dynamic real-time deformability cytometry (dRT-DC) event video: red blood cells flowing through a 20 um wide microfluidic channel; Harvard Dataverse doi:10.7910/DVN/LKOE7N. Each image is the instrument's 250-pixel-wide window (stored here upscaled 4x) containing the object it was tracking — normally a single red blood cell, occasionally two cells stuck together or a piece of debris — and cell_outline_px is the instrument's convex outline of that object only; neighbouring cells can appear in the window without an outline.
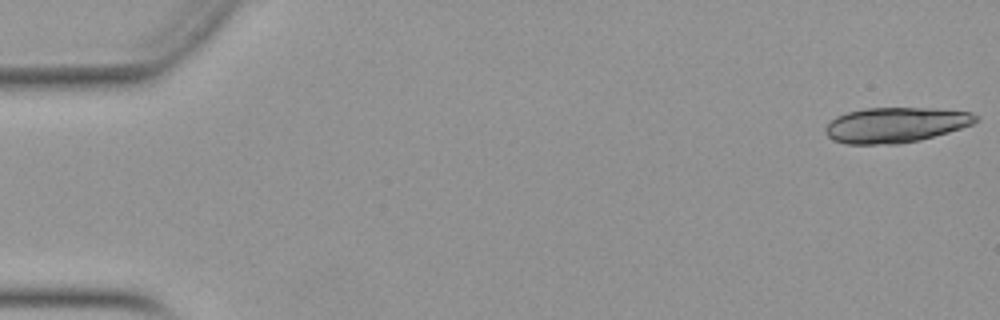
{"species": "Egyptian fruit bat (a non-hibernating species)", "species_latin": "Rousettus aegyptiacus", "temperature_condition": "warm", "stored_images_in_passage": 18, "camera_frame_rate_fps": 3000, "um_per_image_px": 0.085, "animal": {"sex": "female"}, "frame": {"image": 1, "passage_image": 1, "time_ms": 0.0, "image_size_px": [1000, 320], "cell_outline_px": [[980, 120], [972, 124], [948, 132], [920, 140], [900, 144], [844, 144], [832, 140], [824, 132], [824, 128], [836, 116], [848, 112], [864, 108], [932, 108], [972, 112], [980, 116]], "centroid_in_image_um": [76.13, 10.62], "position_along_channel_um": 8.9, "area_um2": 31.1}}